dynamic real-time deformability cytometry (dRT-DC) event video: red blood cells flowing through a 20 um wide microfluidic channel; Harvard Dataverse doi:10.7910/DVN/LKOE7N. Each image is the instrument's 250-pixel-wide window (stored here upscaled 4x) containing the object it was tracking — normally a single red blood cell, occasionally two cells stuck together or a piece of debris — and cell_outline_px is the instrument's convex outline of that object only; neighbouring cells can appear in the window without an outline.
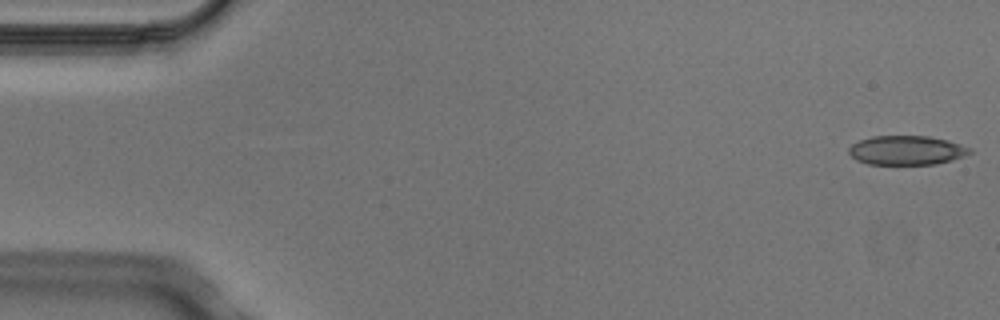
{"species": "Egyptian fruit bat (a non-hibernating species)", "species_latin": "Rousettus aegyptiacus", "temperature_condition": "cold", "stored_images_in_passage": 4, "camera_frame_rate_fps": 3000, "um_per_image_px": 0.085, "animal": {"sex": "male"}, "frame": {"image": 1, "passage_image": 1, "time_ms": 0.0, "image_size_px": [1000, 320], "cell_outline_px": [[972, 152], [964, 156], [952, 160], [936, 164], [868, 164], [856, 160], [848, 152], [848, 148], [852, 144], [860, 140], [872, 136], [928, 136], [948, 140], [972, 148]], "centroid_in_image_um": [77.07, 12.77], "position_along_channel_um": 7.9, "area_um2": 20.63}}
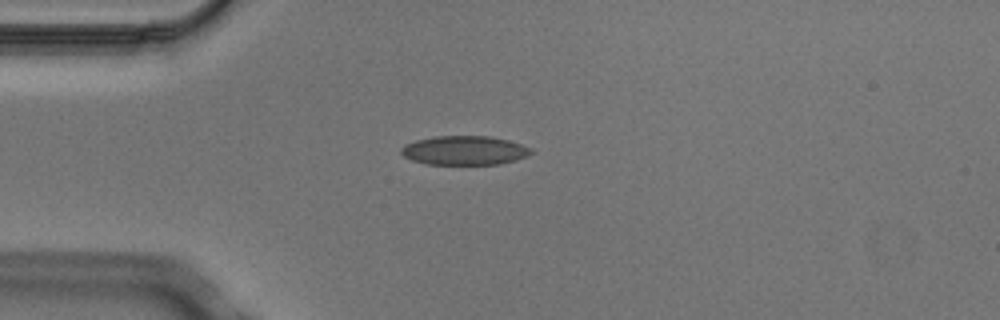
{"frame": {"image": 2, "passage_image": 4, "time_ms": 1.0, "image_size_px": [1000, 320], "cell_outline_px": [[532, 152], [528, 156], [516, 160], [500, 164], [428, 164], [412, 160], [404, 156], [400, 152], [400, 148], [404, 144], [416, 140], [436, 136], [488, 136], [508, 140], [532, 148]], "centroid_in_image_um": [39.47, 12.78], "position_along_channel_um": 45.5, "area_um2": 22.02}}